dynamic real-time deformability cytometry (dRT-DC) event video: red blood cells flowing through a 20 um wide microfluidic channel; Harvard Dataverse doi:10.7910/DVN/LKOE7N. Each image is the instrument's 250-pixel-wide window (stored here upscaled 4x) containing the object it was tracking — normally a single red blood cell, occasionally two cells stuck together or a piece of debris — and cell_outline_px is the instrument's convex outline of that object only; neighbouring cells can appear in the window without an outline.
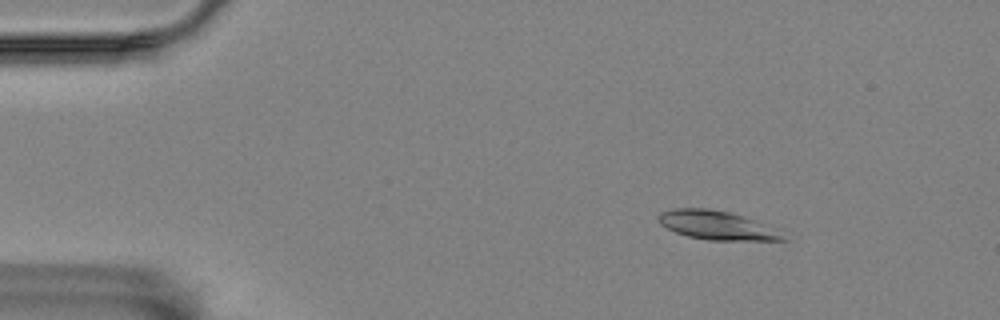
{"species": "Egyptian fruit bat (a non-hibernating species)", "species_latin": "Rousettus aegyptiacus", "temperature_condition": "room temperature", "stored_images_in_passage": 4, "camera_frame_rate_fps": 3000, "um_per_image_px": 0.085, "animal": {"sex": "female"}, "frame": {"image": 1, "passage_image": 2, "time_ms": 0.333, "image_size_px": [1000, 320], "cell_outline_px": [[788, 240], [708, 240], [688, 236], [676, 232], [660, 224], [656, 216], [660, 212], [676, 208], [708, 208], [728, 212], [784, 228]], "centroid_in_image_um": [61.07, 19.15], "position_along_channel_um": 23.9, "area_um2": 21.44}}
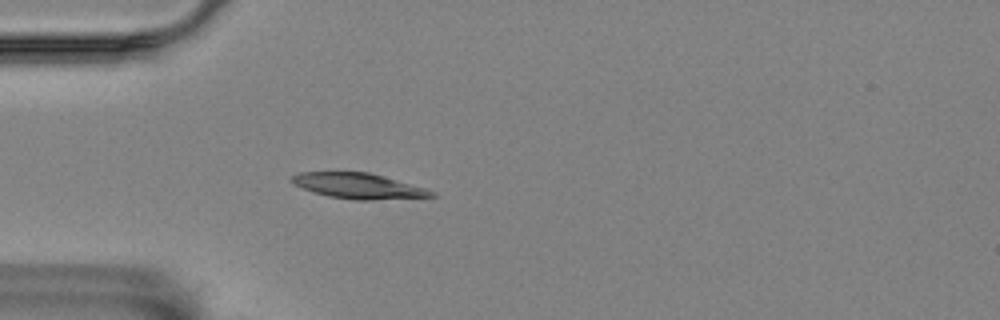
{"frame": {"image": 2, "passage_image": 4, "time_ms": 1.0, "image_size_px": [1000, 320], "cell_outline_px": [[436, 196], [372, 200], [356, 200], [328, 196], [312, 192], [288, 180], [292, 176], [300, 172], [368, 172], [424, 188], [436, 192]], "centroid_in_image_um": [30.43, 15.81], "position_along_channel_um": 54.6, "area_um2": 20.4}}